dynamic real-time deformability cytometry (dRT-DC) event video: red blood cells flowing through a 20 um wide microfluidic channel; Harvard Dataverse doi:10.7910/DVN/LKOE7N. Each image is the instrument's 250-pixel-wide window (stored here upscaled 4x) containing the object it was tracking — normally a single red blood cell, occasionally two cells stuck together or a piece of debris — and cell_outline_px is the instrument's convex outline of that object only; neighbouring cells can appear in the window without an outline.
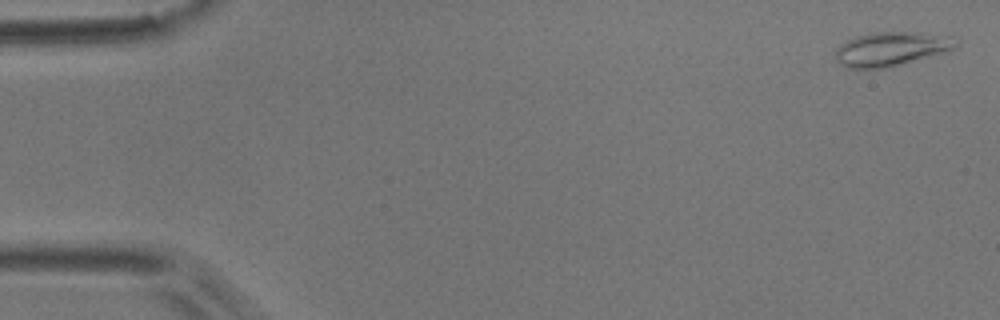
{"species": "common noctule bat (a hibernating species)", "species_latin": "Nyctalus noctula", "temperature_condition": "room temperature", "stored_images_in_passage": 50, "camera_frame_rate_fps": 3000, "um_per_image_px": 0.085, "animal": {"sex": "male", "body_mass_g": 17.9}, "frame": {"image": 1, "passage_image": 2, "time_ms": 0.333, "image_size_px": [1000, 320], "cell_outline_px": [[960, 44], [956, 48], [888, 68], [848, 68], [840, 64], [836, 60], [836, 48], [840, 44], [848, 40], [872, 32], [916, 32], [952, 36]], "centroid_in_image_um": [75.76, 4.15], "position_along_channel_um": 9.2, "area_um2": 23.76}}
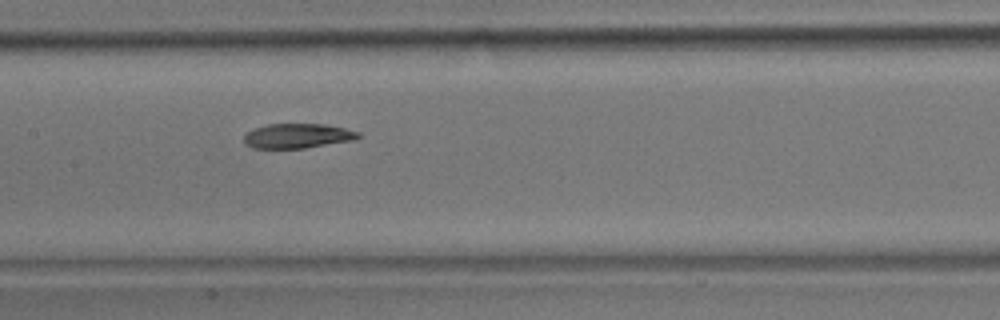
{"frame": {"image": 2, "passage_image": 26, "time_ms": 8.333, "image_size_px": [1000, 320], "cell_outline_px": [[360, 136], [352, 140], [304, 148], [252, 148], [244, 140], [244, 136], [248, 132], [256, 128], [268, 124], [324, 124], [344, 128], [360, 132]], "centroid_in_image_um": [25.3, 11.54], "position_along_channel_um": 182.1, "area_um2": 16.13}}
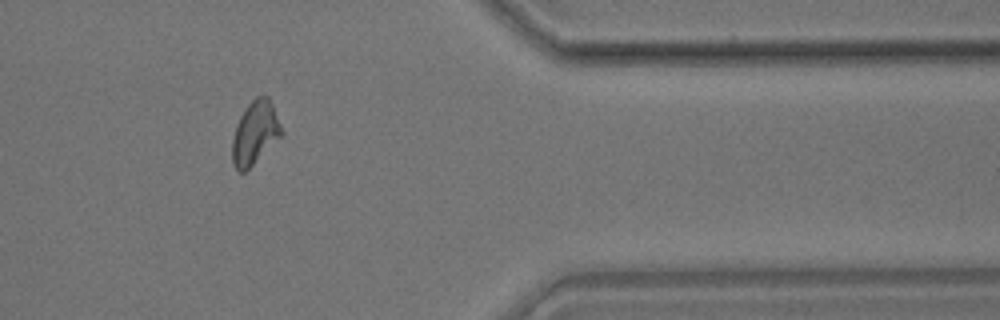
{"frame": {"image": 3, "passage_image": 44, "time_ms": 14.333, "image_size_px": [1000, 320], "cell_outline_px": [[284, 132], [244, 172], [240, 172], [232, 164], [232, 140], [236, 124], [240, 116], [248, 104], [256, 96], [268, 96], [272, 104]], "centroid_in_image_um": [21.66, 11.26], "position_along_channel_um": 389.7, "area_um2": 17.74}, "authors_computed_cell_mechanics": {"area_um2": 17.8891, "velocity_mm_per_s": 3.8007, "shape_relaxation_time_tau1_ms": 5.4764, "shape_relaxation_time_tau2_ms": 10.8697, "deformation_change_tau1": 0.1551, "deformation_change_tau2": 0.1499}}